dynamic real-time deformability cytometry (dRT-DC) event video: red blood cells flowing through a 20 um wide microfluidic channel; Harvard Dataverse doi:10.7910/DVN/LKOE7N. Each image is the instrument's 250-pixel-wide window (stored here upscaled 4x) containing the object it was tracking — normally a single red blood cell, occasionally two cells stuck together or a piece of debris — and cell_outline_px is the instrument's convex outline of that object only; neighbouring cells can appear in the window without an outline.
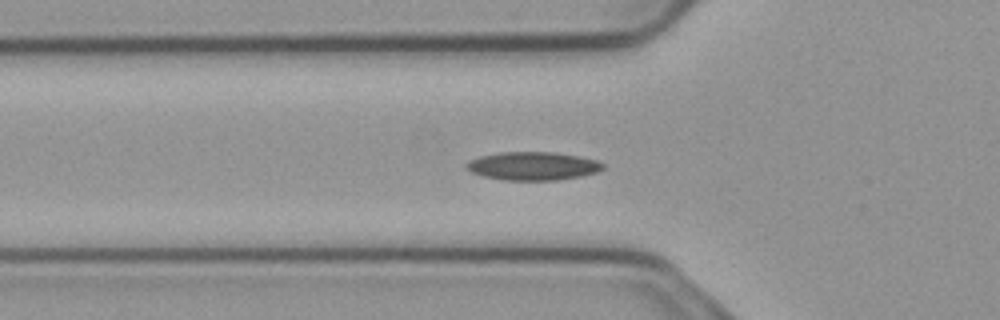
{"species": "common noctule bat (a hibernating species)", "species_latin": "Nyctalus noctula", "temperature_condition": "cold", "stored_images_in_passage": 41, "segment_of_instrument_passage": [1, 2], "camera_frame_rate_fps": 3000, "um_per_image_px": 0.085, "animal": {"sex": "male", "body_mass_g": 23.1, "forearm_length_mm": 52.7}, "frame": {"image": 1, "passage_image": 3, "time_ms": 0.667, "image_size_px": [1000, 320], "cell_outline_px": [[604, 168], [596, 172], [580, 176], [556, 180], [504, 180], [484, 176], [472, 172], [464, 164], [480, 156], [500, 152], [556, 152], [580, 156], [596, 160], [604, 164]], "centroid_in_image_um": [45.32, 14.1], "position_along_channel_um": 80.5, "area_um2": 22.37}}
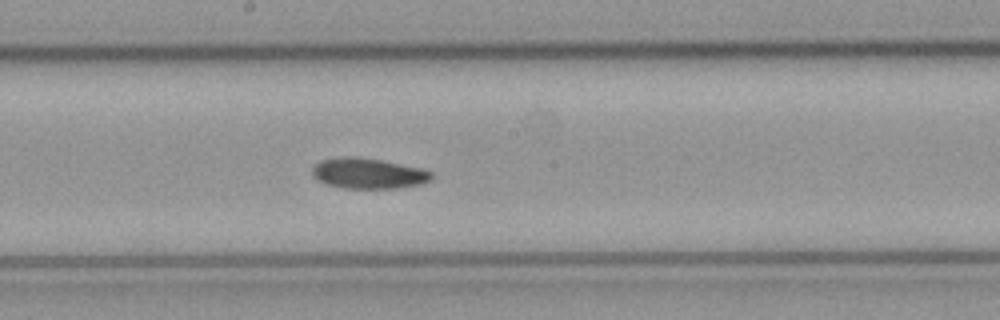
{"frame": {"image": 2, "passage_image": 14, "time_ms": 4.333, "image_size_px": [1000, 320], "cell_outline_px": [[432, 180], [420, 184], [396, 188], [340, 188], [324, 184], [316, 180], [312, 176], [312, 168], [320, 160], [344, 156], [352, 156], [380, 160], [420, 168], [432, 172]], "centroid_in_image_um": [31.25, 14.75], "position_along_channel_um": 217.0, "area_um2": 21.27}}
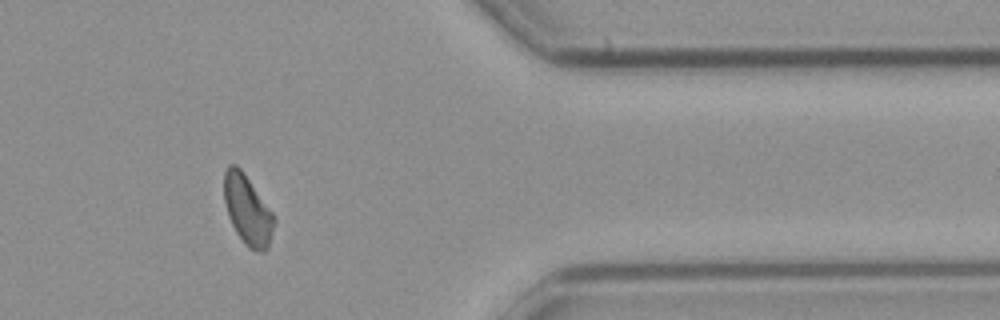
{"frame": {"image": 3, "passage_image": 30, "time_ms": 9.667, "image_size_px": [1000, 320], "cell_outline_px": [[276, 224], [268, 248], [264, 252], [260, 252], [248, 248], [244, 244], [236, 232], [228, 216], [224, 200], [224, 172], [228, 164], [236, 164], [240, 168], [276, 216]], "centroid_in_image_um": [21.06, 17.87], "position_along_channel_um": 390.3, "area_um2": 20.58}}